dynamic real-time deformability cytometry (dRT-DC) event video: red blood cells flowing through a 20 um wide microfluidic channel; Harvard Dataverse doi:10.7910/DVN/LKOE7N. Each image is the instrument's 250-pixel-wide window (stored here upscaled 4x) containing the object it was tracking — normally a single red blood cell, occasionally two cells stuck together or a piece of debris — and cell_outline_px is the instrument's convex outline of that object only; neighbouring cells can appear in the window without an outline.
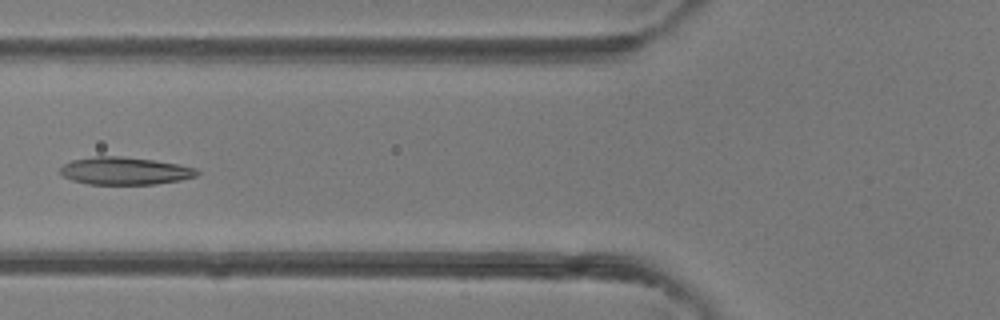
{"species": "common noctule bat (a hibernating species)", "species_latin": "Nyctalus noctula", "temperature_condition": "room temperature", "stored_images_in_passage": 5, "camera_frame_rate_fps": 3000, "um_per_image_px": 0.085, "animal": {"sex": "female"}, "frame": {"image": 1, "passage_image": 5, "time_ms": 4.667, "image_size_px": [1000, 320], "cell_outline_px": [[200, 172], [196, 176], [180, 180], [156, 184], [88, 184], [72, 180], [64, 176], [60, 172], [60, 168], [64, 164], [72, 160], [96, 156], [124, 156], [152, 160], [176, 164], [196, 168]], "centroid_in_image_um": [10.61, 14.52], "position_along_channel_um": 115.2, "area_um2": 21.85}}